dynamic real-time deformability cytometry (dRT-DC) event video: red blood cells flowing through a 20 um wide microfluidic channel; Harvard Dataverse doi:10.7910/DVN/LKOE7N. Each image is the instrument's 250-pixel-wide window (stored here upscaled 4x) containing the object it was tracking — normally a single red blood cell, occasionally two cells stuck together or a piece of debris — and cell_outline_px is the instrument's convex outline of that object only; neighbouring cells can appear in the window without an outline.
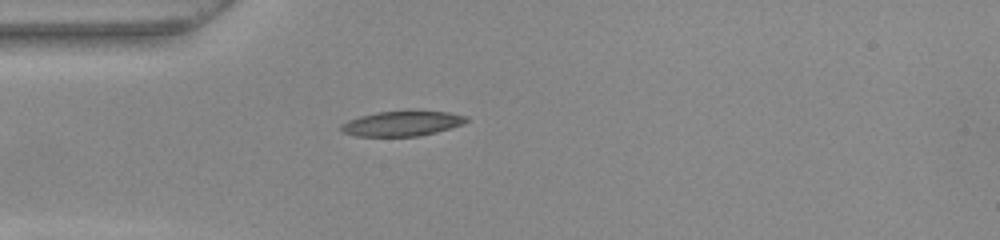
{"species": "common noctule bat (a hibernating species)", "species_latin": "Nyctalus noctula", "temperature_condition": "warm", "stored_images_in_passage": 38, "camera_frame_rate_fps": 3000, "um_per_image_px": 0.085, "animal": {"sex": "female", "body_mass_g": 22.0, "forearm_length_mm": 56.7}, "frame": {"image": 1, "passage_image": 1, "time_ms": 0.0, "image_size_px": [1000, 240], "cell_outline_px": [[468, 120], [464, 124], [436, 132], [420, 136], [356, 136], [340, 132], [340, 124], [348, 120], [360, 116], [380, 112], [448, 112], [468, 116]], "centroid_in_image_um": [34.15, 10.52], "position_along_channel_um": 50.9, "area_um2": 18.03}}
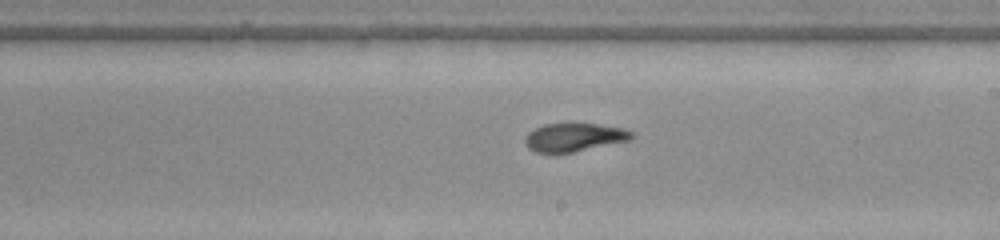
{"frame": {"image": 2, "passage_image": 16, "time_ms": 5.0, "image_size_px": [1000, 240], "cell_outline_px": [[636, 136], [632, 140], [572, 152], [536, 152], [528, 148], [524, 140], [528, 132], [544, 124], [600, 124], [624, 128], [632, 132]], "centroid_in_image_um": [48.86, 11.66], "position_along_channel_um": 240.1, "area_um2": 17.51}}
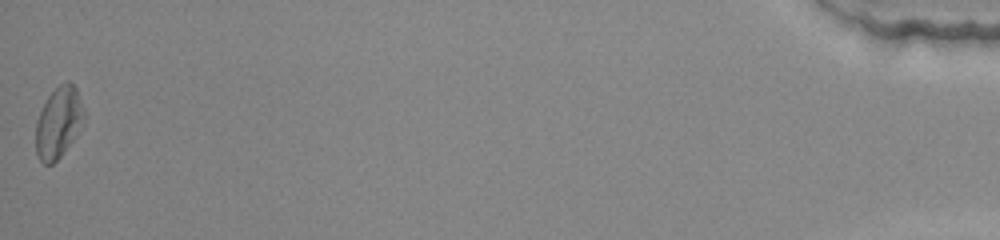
{"frame": {"image": 3, "passage_image": 38, "time_ms": 12.333, "image_size_px": [1000, 240], "cell_outline_px": [[84, 116], [76, 136], [60, 156], [52, 164], [44, 164], [40, 160], [36, 152], [36, 120], [48, 96], [60, 84], [68, 80], [76, 88], [84, 108]], "centroid_in_image_um": [4.97, 10.41], "position_along_channel_um": 430.2, "area_um2": 19.65}, "authors_computed_cell_mechanics": {"area_um2": 18.5538, "velocity_mm_per_s": 3.9737, "shape_relaxation_time_tau1_ms": null, "shape_relaxation_time_tau2_ms": 2.9569, "deformation_change_tau1": null, "deformation_change_tau2": 0.1039}}